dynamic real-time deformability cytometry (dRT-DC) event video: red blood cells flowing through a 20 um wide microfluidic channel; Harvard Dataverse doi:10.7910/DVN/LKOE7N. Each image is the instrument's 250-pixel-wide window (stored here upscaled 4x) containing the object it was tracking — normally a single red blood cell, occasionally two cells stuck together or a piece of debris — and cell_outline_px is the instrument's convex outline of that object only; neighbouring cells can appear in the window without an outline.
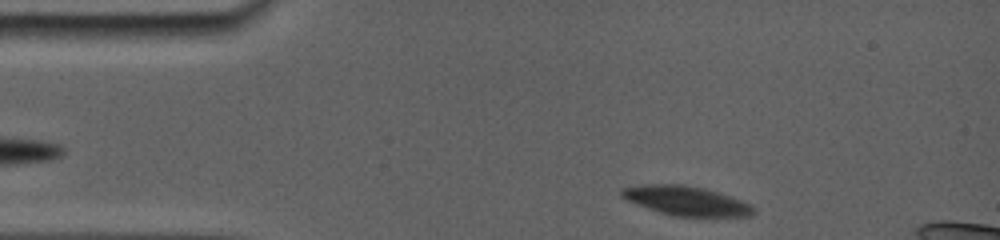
{"species": "common noctule bat (a hibernating species)", "species_latin": "Nyctalus noctula", "temperature_condition": "room temperature", "stored_images_in_passage": 42, "camera_frame_rate_fps": 5000, "um_per_image_px": 0.085, "animal": {"sex": "female", "body_mass_g": 19.0, "forearm_length_mm": 56.7}, "frame": {"image": 1, "passage_image": 2, "time_ms": 0.4, "image_size_px": [1000, 240], "cell_outline_px": [[756, 212], [752, 216], [672, 216], [624, 200], [620, 196], [620, 188], [640, 184], [680, 184], [704, 188], [720, 192], [752, 204], [756, 208]], "centroid_in_image_um": [58.32, 17.06], "position_along_channel_um": 26.7, "area_um2": 22.89}}
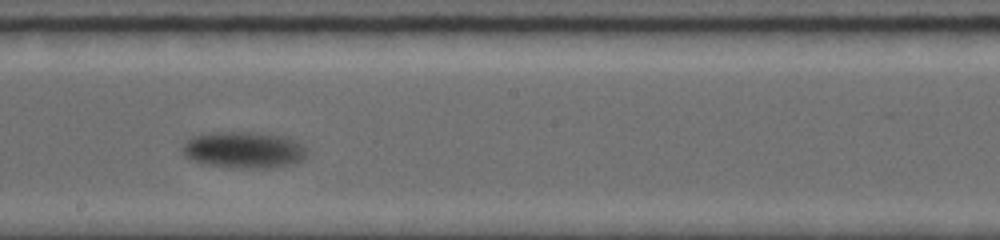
{"frame": {"image": 2, "passage_image": 23, "time_ms": 8.0, "image_size_px": [1000, 240], "cell_outline_px": [[308, 152], [296, 164], [268, 168], [240, 168], [204, 164], [192, 160], [184, 156], [180, 152], [180, 148], [192, 136], [224, 132], [248, 132], [280, 136], [292, 140], [300, 144]], "centroid_in_image_um": [20.67, 12.77], "position_along_channel_um": 227.5, "area_um2": 26.18}}
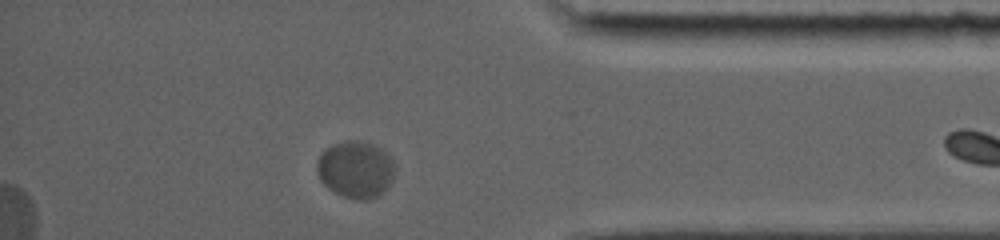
{"frame": {"image": 3, "passage_image": 38, "time_ms": 13.6, "image_size_px": [1000, 240], "cell_outline_px": [[396, 168], [392, 180], [384, 192], [368, 200], [356, 200], [344, 196], [328, 188], [320, 180], [316, 172], [316, 164], [320, 156], [332, 144], [348, 140], [360, 140], [372, 144], [380, 148], [396, 164]], "centroid_in_image_um": [30.24, 14.41], "position_along_channel_um": 405.0, "area_um2": 25.89}}